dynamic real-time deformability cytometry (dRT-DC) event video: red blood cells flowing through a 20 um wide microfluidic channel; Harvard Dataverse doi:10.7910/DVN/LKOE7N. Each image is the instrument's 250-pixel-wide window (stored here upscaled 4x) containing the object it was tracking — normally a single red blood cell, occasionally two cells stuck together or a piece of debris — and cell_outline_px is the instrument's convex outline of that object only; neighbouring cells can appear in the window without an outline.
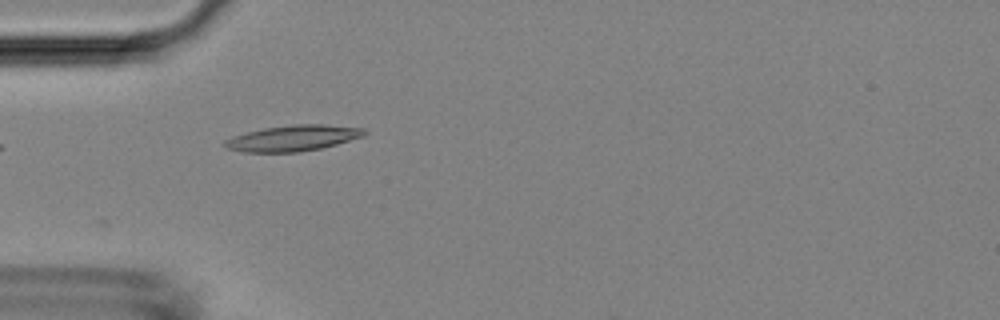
{"species": "Egyptian fruit bat (a non-hibernating species)", "species_latin": "Rousettus aegyptiacus", "temperature_condition": "room temperature", "stored_images_in_passage": 6, "camera_frame_rate_fps": 3000, "um_per_image_px": 0.085, "animal": {"sex": "female"}, "frame": {"image": 1, "passage_image": 4, "time_ms": 4.333, "image_size_px": [1000, 320], "cell_outline_px": [[368, 132], [364, 136], [336, 144], [320, 148], [300, 152], [244, 152], [224, 148], [220, 144], [224, 140], [232, 136], [264, 128], [292, 124], [324, 124], [364, 128]], "centroid_in_image_um": [24.86, 11.74], "position_along_channel_um": 60.1, "area_um2": 21.21}}